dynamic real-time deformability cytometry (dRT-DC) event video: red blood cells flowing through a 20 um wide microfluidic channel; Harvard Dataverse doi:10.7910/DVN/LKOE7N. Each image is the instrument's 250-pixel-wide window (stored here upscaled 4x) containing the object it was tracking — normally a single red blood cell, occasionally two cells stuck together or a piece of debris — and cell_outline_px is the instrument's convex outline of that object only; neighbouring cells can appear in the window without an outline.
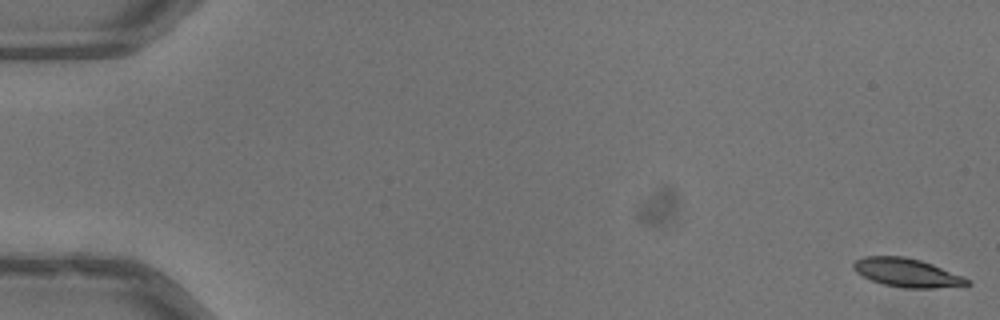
{"species": "common noctule bat (a hibernating species)", "species_latin": "Nyctalus noctula", "temperature_condition": "warm", "stored_images_in_passage": 53, "camera_frame_rate_fps": 3000, "um_per_image_px": 0.085, "animal": {"sex": "male", "body_mass_g": 13.3}, "frame": {"image": 1, "passage_image": 1, "time_ms": 0.0, "image_size_px": [1000, 320], "cell_outline_px": [[972, 284], [932, 288], [904, 288], [884, 284], [872, 280], [856, 272], [852, 268], [852, 264], [856, 260], [864, 256], [904, 256], [920, 260], [932, 264], [964, 276]], "centroid_in_image_um": [77.07, 23.17], "position_along_channel_um": 7.9, "area_um2": 18.79}}
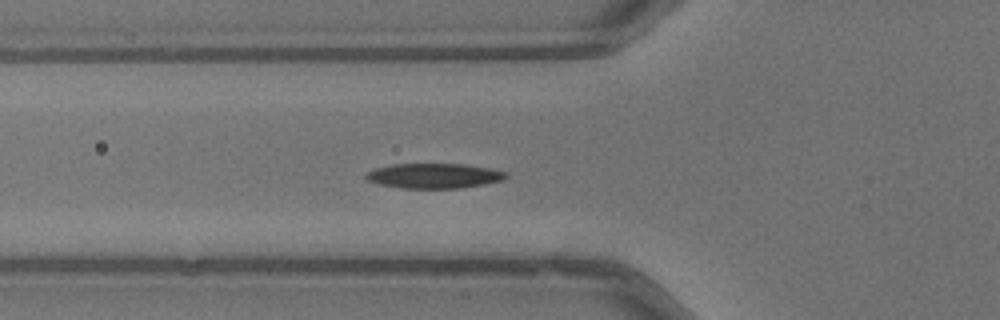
{"frame": {"image": 2, "passage_image": 20, "time_ms": 6.333, "image_size_px": [1000, 320], "cell_outline_px": [[508, 176], [504, 180], [484, 184], [460, 188], [400, 188], [376, 184], [368, 180], [364, 176], [368, 172], [376, 168], [392, 164], [464, 164], [492, 168], [508, 172]], "centroid_in_image_um": [36.92, 14.94], "position_along_channel_um": 88.9, "area_um2": 20.52}}
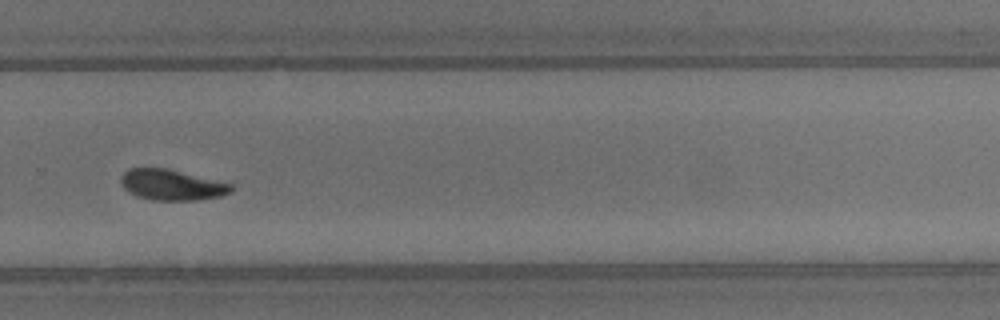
{"frame": {"image": 3, "passage_image": 37, "time_ms": 12.0, "image_size_px": [1000, 320], "cell_outline_px": [[232, 192], [220, 196], [200, 200], [152, 200], [136, 196], [128, 192], [120, 184], [120, 176], [128, 168], [168, 168], [232, 184]], "centroid_in_image_um": [14.56, 15.71], "position_along_channel_um": 315.2, "area_um2": 19.88}, "authors_computed_cell_mechanics": {"area_um2": 19.8832, "velocity_mm_per_s": 3.9883, "shape_relaxation_time_tau1_ms": 3.9314, "shape_relaxation_time_tau2_ms": 6.6415, "deformation_change_tau1": 0.1585, "deformation_change_tau2": 0.1201}}